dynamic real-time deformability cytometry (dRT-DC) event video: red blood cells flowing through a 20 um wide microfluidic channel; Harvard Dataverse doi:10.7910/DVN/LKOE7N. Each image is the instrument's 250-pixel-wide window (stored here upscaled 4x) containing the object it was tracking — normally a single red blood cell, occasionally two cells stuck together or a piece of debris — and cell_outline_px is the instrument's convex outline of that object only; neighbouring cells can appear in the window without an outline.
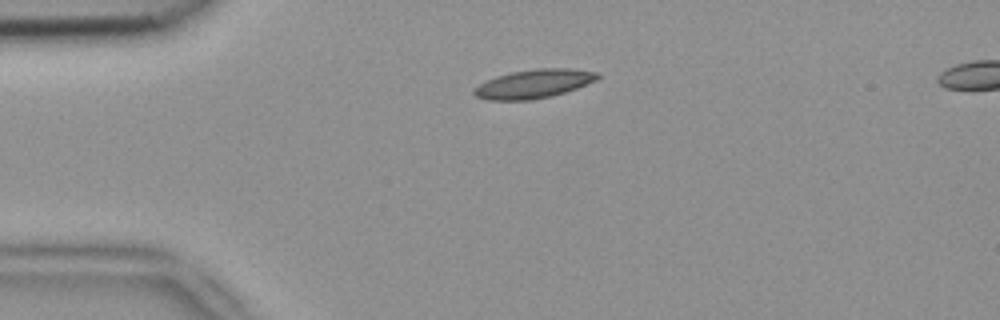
{"species": "common noctule bat (a hibernating species)", "species_latin": "Nyctalus noctula", "temperature_condition": "room temperature", "stored_images_in_passage": 48, "segment_of_instrument_passage": [1, 2], "camera_frame_rate_fps": 3000, "um_per_image_px": 0.085, "animal": {"sex": "female", "body_mass_g": 18.4}, "frame": {"image": 1, "passage_image": 7, "time_ms": 2.0, "image_size_px": [1000, 320], "cell_outline_px": [[600, 76], [596, 80], [576, 88], [552, 96], [528, 100], [488, 100], [476, 96], [472, 92], [472, 88], [496, 76], [512, 72], [536, 68], [572, 68], [600, 72]], "centroid_in_image_um": [45.38, 7.11], "position_along_channel_um": 39.6, "area_um2": 20.69}}
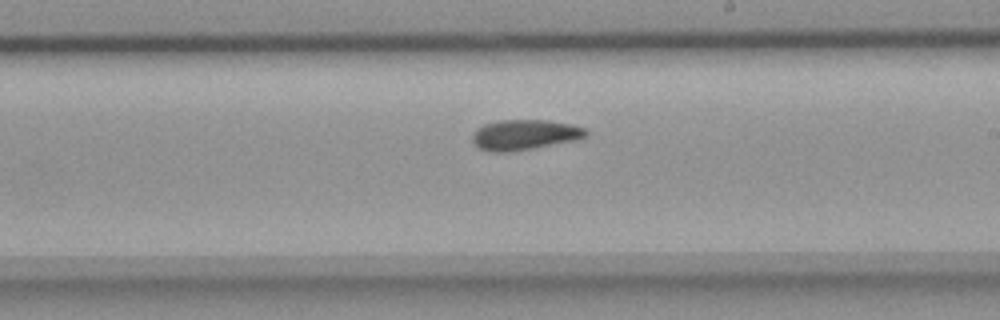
{"frame": {"image": 2, "passage_image": 25, "time_ms": 8.0, "image_size_px": [1000, 320], "cell_outline_px": [[588, 136], [572, 140], [532, 148], [508, 152], [488, 152], [480, 148], [472, 140], [472, 136], [476, 128], [484, 124], [500, 120], [548, 120], [572, 124], [584, 128], [588, 132]], "centroid_in_image_um": [44.56, 11.44], "position_along_channel_um": 244.4, "area_um2": 19.88}}
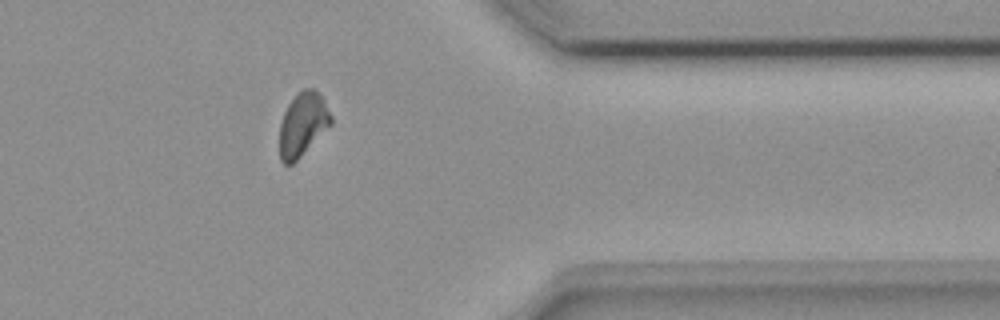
{"frame": {"image": 3, "passage_image": 37, "time_ms": 12.0, "image_size_px": [1000, 320], "cell_outline_px": [[332, 124], [292, 164], [284, 164], [280, 160], [280, 124], [284, 112], [288, 104], [304, 88], [312, 88], [324, 100], [332, 116]], "centroid_in_image_um": [25.73, 10.58], "position_along_channel_um": 385.7, "area_um2": 18.67}}